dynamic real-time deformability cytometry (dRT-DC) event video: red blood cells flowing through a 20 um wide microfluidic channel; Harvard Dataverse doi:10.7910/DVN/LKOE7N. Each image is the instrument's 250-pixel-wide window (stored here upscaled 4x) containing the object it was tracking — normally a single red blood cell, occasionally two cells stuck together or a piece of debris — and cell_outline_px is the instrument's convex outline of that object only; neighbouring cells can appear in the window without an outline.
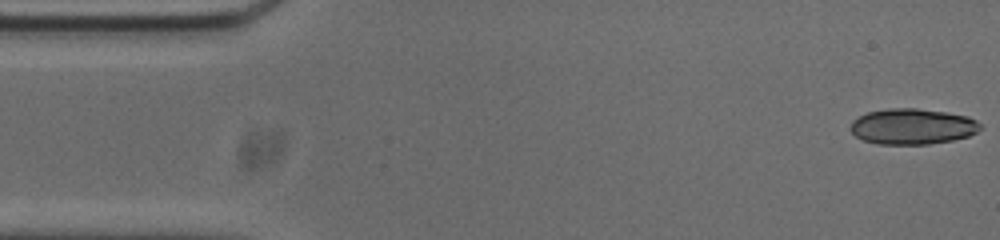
{"species": "common noctule bat (a hibernating species)", "species_latin": "Nyctalus noctula", "temperature_condition": "cold", "stored_images_in_passage": 52, "segment_of_instrument_passage": [1, 2], "camera_frame_rate_fps": 3000, "um_per_image_px": 0.085, "animal": {"sex": "male", "body_mass_g": 20.0, "forearm_length_mm": 53.3}, "frame": {"image": 1, "passage_image": 1, "time_ms": 0.0, "image_size_px": [1000, 240], "cell_outline_px": [[980, 128], [976, 132], [968, 136], [952, 140], [928, 144], [876, 144], [864, 140], [856, 136], [848, 128], [852, 120], [868, 112], [888, 108], [916, 108], [948, 112], [968, 116], [976, 120], [980, 124]], "centroid_in_image_um": [77.53, 10.74], "position_along_channel_um": 7.5, "area_um2": 27.11}}
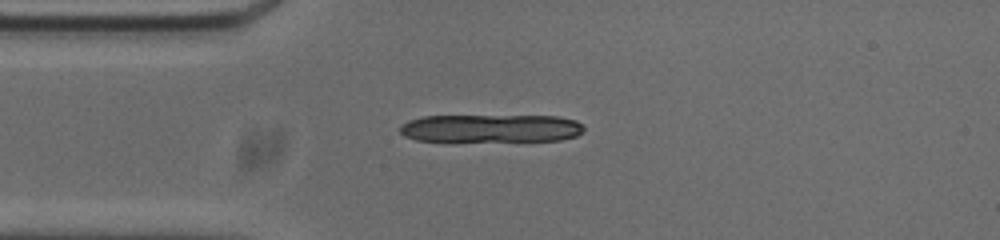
{"frame": {"image": 2, "passage_image": 12, "time_ms": 3.667, "image_size_px": [1000, 240], "cell_outline_px": [[584, 132], [576, 136], [560, 140], [452, 144], [416, 140], [404, 136], [400, 132], [400, 124], [408, 120], [424, 116], [560, 116], [576, 120], [584, 128]], "centroid_in_image_um": [41.65, 10.96], "position_along_channel_um": 43.3, "area_um2": 31.79}}